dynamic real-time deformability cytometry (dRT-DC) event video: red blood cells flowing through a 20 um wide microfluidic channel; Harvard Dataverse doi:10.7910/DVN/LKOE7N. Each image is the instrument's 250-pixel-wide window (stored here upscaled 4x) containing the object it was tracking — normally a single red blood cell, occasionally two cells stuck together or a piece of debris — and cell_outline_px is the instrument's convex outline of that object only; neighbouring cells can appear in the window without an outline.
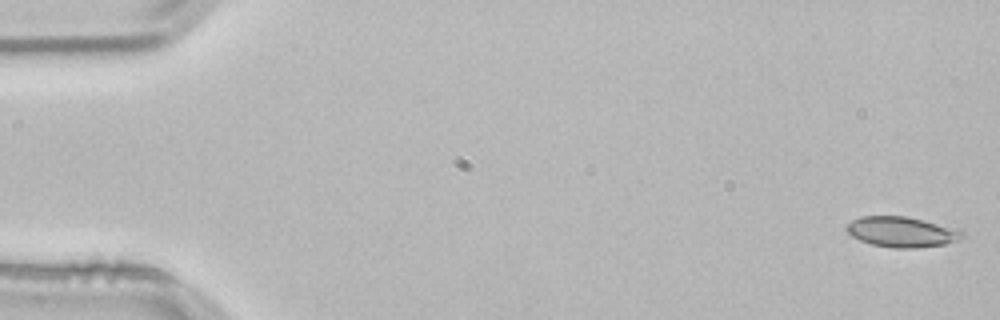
{"species": "common noctule bat (a hibernating species)", "species_latin": "Nyctalus noctula", "temperature_condition": "room temperature", "stored_images_in_passage": 53, "camera_frame_rate_fps": 3000, "um_per_image_px": 0.085, "animal": {"sex": "male", "body_mass_g": 21.5, "forearm_length_mm": 52.0}, "frame": {"image": 1, "passage_image": 1, "time_ms": 0.0, "image_size_px": [1000, 320], "cell_outline_px": [[968, 236], [944, 244], [916, 248], [896, 248], [872, 244], [860, 240], [852, 236], [844, 228], [852, 220], [860, 216], [908, 216], [924, 220], [964, 232]], "centroid_in_image_um": [76.62, 19.71], "position_along_channel_um": 8.4, "area_um2": 20.29}}
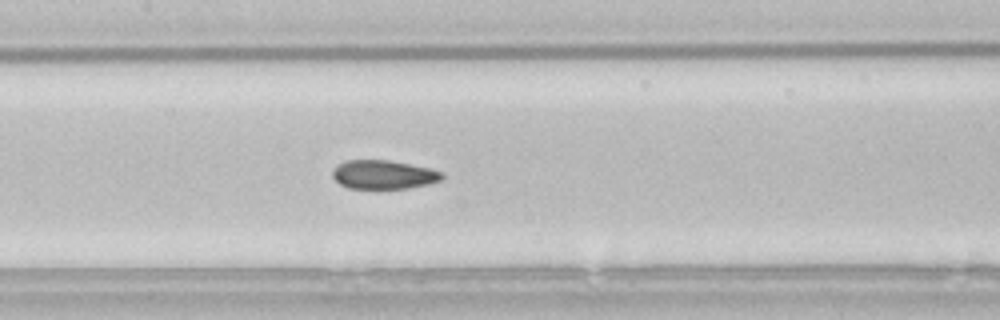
{"frame": {"image": 2, "passage_image": 25, "time_ms": 8.0, "image_size_px": [1000, 320], "cell_outline_px": [[444, 176], [440, 180], [432, 184], [408, 188], [380, 192], [348, 188], [340, 184], [332, 176], [332, 172], [336, 164], [348, 160], [388, 160], [432, 168], [440, 172]], "centroid_in_image_um": [32.59, 14.89], "position_along_channel_um": 174.8, "area_um2": 19.31}}
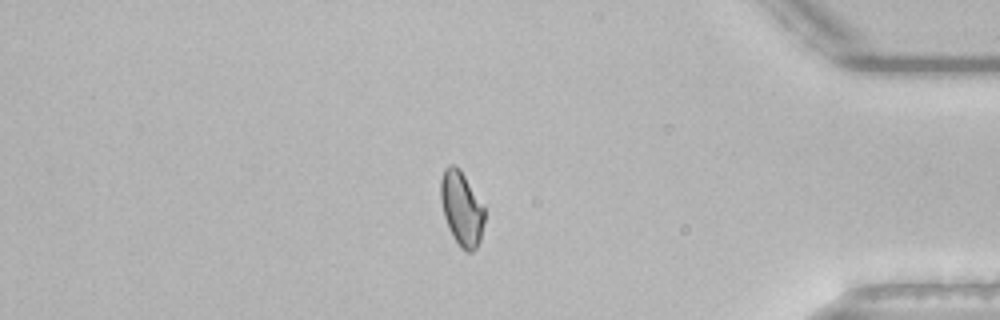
{"frame": {"image": 3, "passage_image": 45, "time_ms": 14.667, "image_size_px": [1000, 320], "cell_outline_px": [[484, 220], [480, 240], [476, 248], [472, 252], [468, 252], [460, 248], [452, 236], [448, 228], [444, 216], [440, 200], [440, 180], [444, 168], [448, 164], [452, 164], [460, 168], [484, 208]], "centroid_in_image_um": [39.2, 17.72], "position_along_channel_um": 396.0, "area_um2": 19.02}, "authors_computed_cell_mechanics": {"area_um2": 19.3052, "velocity_mm_per_s": 3.8122, "shape_relaxation_time_tau1_ms": 6.0265, "shape_relaxation_time_tau2_ms": 2.7713, "deformation_change_tau1": 0.1024, "deformation_change_tau2": 0.0496}}